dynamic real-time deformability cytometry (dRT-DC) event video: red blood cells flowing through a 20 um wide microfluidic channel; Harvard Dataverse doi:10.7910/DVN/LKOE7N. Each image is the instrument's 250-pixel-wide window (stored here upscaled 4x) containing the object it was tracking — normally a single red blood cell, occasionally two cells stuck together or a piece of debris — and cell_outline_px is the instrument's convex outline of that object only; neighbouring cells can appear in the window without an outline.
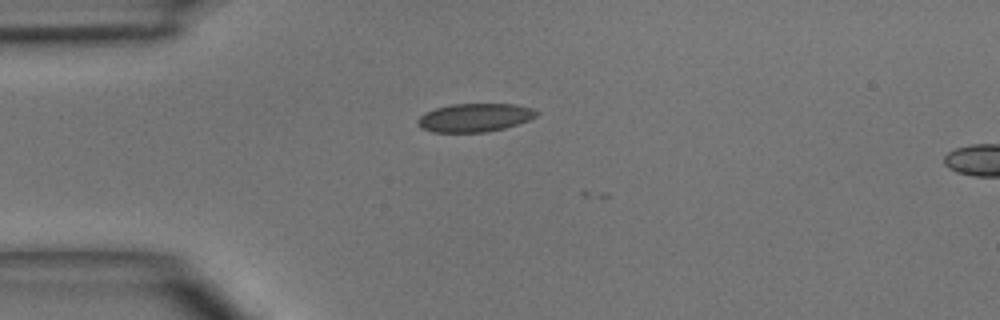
{"species": "common noctule bat (a hibernating species)", "species_latin": "Nyctalus noctula", "temperature_condition": "room temperature", "stored_images_in_passage": 4, "camera_frame_rate_fps": 3000, "um_per_image_px": 0.085, "animal": {"sex": "male", "body_mass_g": 15.6}, "frame": {"image": 1, "passage_image": 3, "time_ms": 2.333, "image_size_px": [1000, 320], "cell_outline_px": [[540, 112], [536, 116], [528, 120], [504, 128], [488, 132], [432, 132], [420, 128], [416, 124], [416, 120], [424, 112], [436, 108], [452, 104], [512, 104], [532, 108]], "centroid_in_image_um": [40.31, 10.0], "position_along_channel_um": 44.7, "area_um2": 19.71}}